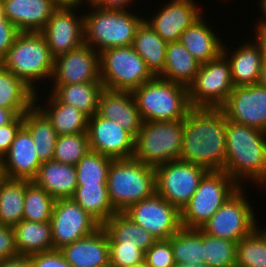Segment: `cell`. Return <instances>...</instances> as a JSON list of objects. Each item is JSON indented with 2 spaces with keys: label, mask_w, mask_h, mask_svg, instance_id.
Segmentation results:
<instances>
[{
  "label": "cell",
  "mask_w": 266,
  "mask_h": 267,
  "mask_svg": "<svg viewBox=\"0 0 266 267\" xmlns=\"http://www.w3.org/2000/svg\"><path fill=\"white\" fill-rule=\"evenodd\" d=\"M194 0H170L151 19H144L165 41H179L182 33L202 17Z\"/></svg>",
  "instance_id": "19"
},
{
  "label": "cell",
  "mask_w": 266,
  "mask_h": 267,
  "mask_svg": "<svg viewBox=\"0 0 266 267\" xmlns=\"http://www.w3.org/2000/svg\"><path fill=\"white\" fill-rule=\"evenodd\" d=\"M23 126L32 136L39 160H53L54 148L58 135L47 116L34 105L23 115Z\"/></svg>",
  "instance_id": "32"
},
{
  "label": "cell",
  "mask_w": 266,
  "mask_h": 267,
  "mask_svg": "<svg viewBox=\"0 0 266 267\" xmlns=\"http://www.w3.org/2000/svg\"><path fill=\"white\" fill-rule=\"evenodd\" d=\"M174 267H209L206 263L189 264V263H175Z\"/></svg>",
  "instance_id": "55"
},
{
  "label": "cell",
  "mask_w": 266,
  "mask_h": 267,
  "mask_svg": "<svg viewBox=\"0 0 266 267\" xmlns=\"http://www.w3.org/2000/svg\"><path fill=\"white\" fill-rule=\"evenodd\" d=\"M0 267H33L28 256L18 255L11 259L0 260Z\"/></svg>",
  "instance_id": "50"
},
{
  "label": "cell",
  "mask_w": 266,
  "mask_h": 267,
  "mask_svg": "<svg viewBox=\"0 0 266 267\" xmlns=\"http://www.w3.org/2000/svg\"><path fill=\"white\" fill-rule=\"evenodd\" d=\"M135 0H93L91 3L102 9L125 10L130 9Z\"/></svg>",
  "instance_id": "49"
},
{
  "label": "cell",
  "mask_w": 266,
  "mask_h": 267,
  "mask_svg": "<svg viewBox=\"0 0 266 267\" xmlns=\"http://www.w3.org/2000/svg\"><path fill=\"white\" fill-rule=\"evenodd\" d=\"M124 213L157 240L169 239L182 227L181 212L157 193L132 204Z\"/></svg>",
  "instance_id": "14"
},
{
  "label": "cell",
  "mask_w": 266,
  "mask_h": 267,
  "mask_svg": "<svg viewBox=\"0 0 266 267\" xmlns=\"http://www.w3.org/2000/svg\"><path fill=\"white\" fill-rule=\"evenodd\" d=\"M236 244L233 240L204 233V261L209 267H236Z\"/></svg>",
  "instance_id": "41"
},
{
  "label": "cell",
  "mask_w": 266,
  "mask_h": 267,
  "mask_svg": "<svg viewBox=\"0 0 266 267\" xmlns=\"http://www.w3.org/2000/svg\"><path fill=\"white\" fill-rule=\"evenodd\" d=\"M28 257L33 267H73L65 260L60 250L34 253Z\"/></svg>",
  "instance_id": "45"
},
{
  "label": "cell",
  "mask_w": 266,
  "mask_h": 267,
  "mask_svg": "<svg viewBox=\"0 0 266 267\" xmlns=\"http://www.w3.org/2000/svg\"><path fill=\"white\" fill-rule=\"evenodd\" d=\"M112 158L90 150L76 167L77 185H107V177Z\"/></svg>",
  "instance_id": "39"
},
{
  "label": "cell",
  "mask_w": 266,
  "mask_h": 267,
  "mask_svg": "<svg viewBox=\"0 0 266 267\" xmlns=\"http://www.w3.org/2000/svg\"><path fill=\"white\" fill-rule=\"evenodd\" d=\"M0 21H8L4 15L3 5H0Z\"/></svg>",
  "instance_id": "56"
},
{
  "label": "cell",
  "mask_w": 266,
  "mask_h": 267,
  "mask_svg": "<svg viewBox=\"0 0 266 267\" xmlns=\"http://www.w3.org/2000/svg\"><path fill=\"white\" fill-rule=\"evenodd\" d=\"M221 109L228 120L266 132V87L235 86Z\"/></svg>",
  "instance_id": "16"
},
{
  "label": "cell",
  "mask_w": 266,
  "mask_h": 267,
  "mask_svg": "<svg viewBox=\"0 0 266 267\" xmlns=\"http://www.w3.org/2000/svg\"><path fill=\"white\" fill-rule=\"evenodd\" d=\"M84 13V43L98 53L112 47L132 45L136 29L145 19L129 9H102L89 3ZM140 17V18H139Z\"/></svg>",
  "instance_id": "5"
},
{
  "label": "cell",
  "mask_w": 266,
  "mask_h": 267,
  "mask_svg": "<svg viewBox=\"0 0 266 267\" xmlns=\"http://www.w3.org/2000/svg\"><path fill=\"white\" fill-rule=\"evenodd\" d=\"M130 267H148L145 262H142L141 264L130 266Z\"/></svg>",
  "instance_id": "57"
},
{
  "label": "cell",
  "mask_w": 266,
  "mask_h": 267,
  "mask_svg": "<svg viewBox=\"0 0 266 267\" xmlns=\"http://www.w3.org/2000/svg\"><path fill=\"white\" fill-rule=\"evenodd\" d=\"M50 89L60 103L73 106L91 117L98 112L99 97L104 86L102 82L51 84Z\"/></svg>",
  "instance_id": "29"
},
{
  "label": "cell",
  "mask_w": 266,
  "mask_h": 267,
  "mask_svg": "<svg viewBox=\"0 0 266 267\" xmlns=\"http://www.w3.org/2000/svg\"><path fill=\"white\" fill-rule=\"evenodd\" d=\"M19 31L9 21H0V60L12 46Z\"/></svg>",
  "instance_id": "48"
},
{
  "label": "cell",
  "mask_w": 266,
  "mask_h": 267,
  "mask_svg": "<svg viewBox=\"0 0 266 267\" xmlns=\"http://www.w3.org/2000/svg\"><path fill=\"white\" fill-rule=\"evenodd\" d=\"M3 8L19 32H40L58 6L53 0H4Z\"/></svg>",
  "instance_id": "23"
},
{
  "label": "cell",
  "mask_w": 266,
  "mask_h": 267,
  "mask_svg": "<svg viewBox=\"0 0 266 267\" xmlns=\"http://www.w3.org/2000/svg\"><path fill=\"white\" fill-rule=\"evenodd\" d=\"M72 199L101 226L116 213L109 199L107 185H77Z\"/></svg>",
  "instance_id": "36"
},
{
  "label": "cell",
  "mask_w": 266,
  "mask_h": 267,
  "mask_svg": "<svg viewBox=\"0 0 266 267\" xmlns=\"http://www.w3.org/2000/svg\"><path fill=\"white\" fill-rule=\"evenodd\" d=\"M253 38L255 40L243 42L233 52L223 44L222 54L229 62L234 87L258 84L266 43L258 34Z\"/></svg>",
  "instance_id": "20"
},
{
  "label": "cell",
  "mask_w": 266,
  "mask_h": 267,
  "mask_svg": "<svg viewBox=\"0 0 266 267\" xmlns=\"http://www.w3.org/2000/svg\"><path fill=\"white\" fill-rule=\"evenodd\" d=\"M0 65L37 93L38 80L52 79L54 58L40 32H19Z\"/></svg>",
  "instance_id": "3"
},
{
  "label": "cell",
  "mask_w": 266,
  "mask_h": 267,
  "mask_svg": "<svg viewBox=\"0 0 266 267\" xmlns=\"http://www.w3.org/2000/svg\"><path fill=\"white\" fill-rule=\"evenodd\" d=\"M87 135L92 151L112 159L134 156L135 138L115 121L96 113L88 118Z\"/></svg>",
  "instance_id": "17"
},
{
  "label": "cell",
  "mask_w": 266,
  "mask_h": 267,
  "mask_svg": "<svg viewBox=\"0 0 266 267\" xmlns=\"http://www.w3.org/2000/svg\"><path fill=\"white\" fill-rule=\"evenodd\" d=\"M258 84L266 87V56L263 59Z\"/></svg>",
  "instance_id": "54"
},
{
  "label": "cell",
  "mask_w": 266,
  "mask_h": 267,
  "mask_svg": "<svg viewBox=\"0 0 266 267\" xmlns=\"http://www.w3.org/2000/svg\"><path fill=\"white\" fill-rule=\"evenodd\" d=\"M260 8H261V13H262V19H259V23H256V26L254 27L255 34L260 35L262 32L266 31V0H260Z\"/></svg>",
  "instance_id": "51"
},
{
  "label": "cell",
  "mask_w": 266,
  "mask_h": 267,
  "mask_svg": "<svg viewBox=\"0 0 266 267\" xmlns=\"http://www.w3.org/2000/svg\"><path fill=\"white\" fill-rule=\"evenodd\" d=\"M169 240L175 263H205L204 232L201 229L181 227Z\"/></svg>",
  "instance_id": "37"
},
{
  "label": "cell",
  "mask_w": 266,
  "mask_h": 267,
  "mask_svg": "<svg viewBox=\"0 0 266 267\" xmlns=\"http://www.w3.org/2000/svg\"><path fill=\"white\" fill-rule=\"evenodd\" d=\"M226 119L221 108L192 107L184 119L179 160L202 166L208 171L224 170Z\"/></svg>",
  "instance_id": "1"
},
{
  "label": "cell",
  "mask_w": 266,
  "mask_h": 267,
  "mask_svg": "<svg viewBox=\"0 0 266 267\" xmlns=\"http://www.w3.org/2000/svg\"><path fill=\"white\" fill-rule=\"evenodd\" d=\"M60 251L73 267H104L110 263L108 234L102 226Z\"/></svg>",
  "instance_id": "24"
},
{
  "label": "cell",
  "mask_w": 266,
  "mask_h": 267,
  "mask_svg": "<svg viewBox=\"0 0 266 267\" xmlns=\"http://www.w3.org/2000/svg\"><path fill=\"white\" fill-rule=\"evenodd\" d=\"M38 93L35 95V105L51 121L58 136L68 134L87 133L88 116L73 106L60 103L49 93L45 107L38 103Z\"/></svg>",
  "instance_id": "28"
},
{
  "label": "cell",
  "mask_w": 266,
  "mask_h": 267,
  "mask_svg": "<svg viewBox=\"0 0 266 267\" xmlns=\"http://www.w3.org/2000/svg\"><path fill=\"white\" fill-rule=\"evenodd\" d=\"M233 87L229 62L221 53L217 58L200 64L195 80L188 87L190 106L221 108Z\"/></svg>",
  "instance_id": "11"
},
{
  "label": "cell",
  "mask_w": 266,
  "mask_h": 267,
  "mask_svg": "<svg viewBox=\"0 0 266 267\" xmlns=\"http://www.w3.org/2000/svg\"><path fill=\"white\" fill-rule=\"evenodd\" d=\"M184 119L178 121H146L135 138L134 158L156 168L179 160L182 150Z\"/></svg>",
  "instance_id": "7"
},
{
  "label": "cell",
  "mask_w": 266,
  "mask_h": 267,
  "mask_svg": "<svg viewBox=\"0 0 266 267\" xmlns=\"http://www.w3.org/2000/svg\"><path fill=\"white\" fill-rule=\"evenodd\" d=\"M51 84L101 82L100 53L85 43L54 59Z\"/></svg>",
  "instance_id": "18"
},
{
  "label": "cell",
  "mask_w": 266,
  "mask_h": 267,
  "mask_svg": "<svg viewBox=\"0 0 266 267\" xmlns=\"http://www.w3.org/2000/svg\"><path fill=\"white\" fill-rule=\"evenodd\" d=\"M55 199L34 181L27 180L23 220L46 222L51 220Z\"/></svg>",
  "instance_id": "40"
},
{
  "label": "cell",
  "mask_w": 266,
  "mask_h": 267,
  "mask_svg": "<svg viewBox=\"0 0 266 267\" xmlns=\"http://www.w3.org/2000/svg\"><path fill=\"white\" fill-rule=\"evenodd\" d=\"M4 0H0V5H3Z\"/></svg>",
  "instance_id": "61"
},
{
  "label": "cell",
  "mask_w": 266,
  "mask_h": 267,
  "mask_svg": "<svg viewBox=\"0 0 266 267\" xmlns=\"http://www.w3.org/2000/svg\"><path fill=\"white\" fill-rule=\"evenodd\" d=\"M55 200L72 198L76 187V167L54 160L43 162L33 180Z\"/></svg>",
  "instance_id": "25"
},
{
  "label": "cell",
  "mask_w": 266,
  "mask_h": 267,
  "mask_svg": "<svg viewBox=\"0 0 266 267\" xmlns=\"http://www.w3.org/2000/svg\"><path fill=\"white\" fill-rule=\"evenodd\" d=\"M78 8L58 7L40 31L54 59L84 44V13L78 16Z\"/></svg>",
  "instance_id": "15"
},
{
  "label": "cell",
  "mask_w": 266,
  "mask_h": 267,
  "mask_svg": "<svg viewBox=\"0 0 266 267\" xmlns=\"http://www.w3.org/2000/svg\"><path fill=\"white\" fill-rule=\"evenodd\" d=\"M144 262L148 267H174L175 261L170 240H157L145 252Z\"/></svg>",
  "instance_id": "43"
},
{
  "label": "cell",
  "mask_w": 266,
  "mask_h": 267,
  "mask_svg": "<svg viewBox=\"0 0 266 267\" xmlns=\"http://www.w3.org/2000/svg\"><path fill=\"white\" fill-rule=\"evenodd\" d=\"M244 186L240 187L200 228L204 233L218 238L240 241L251 234L259 225L254 209Z\"/></svg>",
  "instance_id": "10"
},
{
  "label": "cell",
  "mask_w": 266,
  "mask_h": 267,
  "mask_svg": "<svg viewBox=\"0 0 266 267\" xmlns=\"http://www.w3.org/2000/svg\"><path fill=\"white\" fill-rule=\"evenodd\" d=\"M23 126V115H18L11 123L0 127V160L9 151L19 129Z\"/></svg>",
  "instance_id": "46"
},
{
  "label": "cell",
  "mask_w": 266,
  "mask_h": 267,
  "mask_svg": "<svg viewBox=\"0 0 266 267\" xmlns=\"http://www.w3.org/2000/svg\"><path fill=\"white\" fill-rule=\"evenodd\" d=\"M53 249L60 250L86 237L101 225L72 198L55 201L50 220Z\"/></svg>",
  "instance_id": "13"
},
{
  "label": "cell",
  "mask_w": 266,
  "mask_h": 267,
  "mask_svg": "<svg viewBox=\"0 0 266 267\" xmlns=\"http://www.w3.org/2000/svg\"><path fill=\"white\" fill-rule=\"evenodd\" d=\"M4 177L33 181L42 162L29 131L22 126L17 132L9 151L0 160Z\"/></svg>",
  "instance_id": "21"
},
{
  "label": "cell",
  "mask_w": 266,
  "mask_h": 267,
  "mask_svg": "<svg viewBox=\"0 0 266 267\" xmlns=\"http://www.w3.org/2000/svg\"><path fill=\"white\" fill-rule=\"evenodd\" d=\"M166 64L160 78L189 87L195 80L200 63L180 41L168 42Z\"/></svg>",
  "instance_id": "31"
},
{
  "label": "cell",
  "mask_w": 266,
  "mask_h": 267,
  "mask_svg": "<svg viewBox=\"0 0 266 267\" xmlns=\"http://www.w3.org/2000/svg\"><path fill=\"white\" fill-rule=\"evenodd\" d=\"M27 180L3 177L0 181V224L14 227L23 220Z\"/></svg>",
  "instance_id": "35"
},
{
  "label": "cell",
  "mask_w": 266,
  "mask_h": 267,
  "mask_svg": "<svg viewBox=\"0 0 266 267\" xmlns=\"http://www.w3.org/2000/svg\"><path fill=\"white\" fill-rule=\"evenodd\" d=\"M236 267H266V231L257 227L236 244Z\"/></svg>",
  "instance_id": "38"
},
{
  "label": "cell",
  "mask_w": 266,
  "mask_h": 267,
  "mask_svg": "<svg viewBox=\"0 0 266 267\" xmlns=\"http://www.w3.org/2000/svg\"><path fill=\"white\" fill-rule=\"evenodd\" d=\"M110 202L116 212L156 193L155 168L132 158L113 159L107 177Z\"/></svg>",
  "instance_id": "4"
},
{
  "label": "cell",
  "mask_w": 266,
  "mask_h": 267,
  "mask_svg": "<svg viewBox=\"0 0 266 267\" xmlns=\"http://www.w3.org/2000/svg\"><path fill=\"white\" fill-rule=\"evenodd\" d=\"M240 186L224 171H208L181 211L184 228L200 229Z\"/></svg>",
  "instance_id": "8"
},
{
  "label": "cell",
  "mask_w": 266,
  "mask_h": 267,
  "mask_svg": "<svg viewBox=\"0 0 266 267\" xmlns=\"http://www.w3.org/2000/svg\"><path fill=\"white\" fill-rule=\"evenodd\" d=\"M104 267H118V266H115V265L109 263V264L105 265Z\"/></svg>",
  "instance_id": "60"
},
{
  "label": "cell",
  "mask_w": 266,
  "mask_h": 267,
  "mask_svg": "<svg viewBox=\"0 0 266 267\" xmlns=\"http://www.w3.org/2000/svg\"><path fill=\"white\" fill-rule=\"evenodd\" d=\"M153 78L132 45L100 52V80L106 89L132 92Z\"/></svg>",
  "instance_id": "9"
},
{
  "label": "cell",
  "mask_w": 266,
  "mask_h": 267,
  "mask_svg": "<svg viewBox=\"0 0 266 267\" xmlns=\"http://www.w3.org/2000/svg\"><path fill=\"white\" fill-rule=\"evenodd\" d=\"M203 18L204 16L188 27L179 39L200 64L217 58L222 53L224 44L220 36L215 33L216 31H212L211 25H208L209 23Z\"/></svg>",
  "instance_id": "27"
},
{
  "label": "cell",
  "mask_w": 266,
  "mask_h": 267,
  "mask_svg": "<svg viewBox=\"0 0 266 267\" xmlns=\"http://www.w3.org/2000/svg\"><path fill=\"white\" fill-rule=\"evenodd\" d=\"M13 229L18 255L29 256L34 253L53 250L50 221L21 220Z\"/></svg>",
  "instance_id": "34"
},
{
  "label": "cell",
  "mask_w": 266,
  "mask_h": 267,
  "mask_svg": "<svg viewBox=\"0 0 266 267\" xmlns=\"http://www.w3.org/2000/svg\"><path fill=\"white\" fill-rule=\"evenodd\" d=\"M36 92L0 65V108L24 115L35 105Z\"/></svg>",
  "instance_id": "33"
},
{
  "label": "cell",
  "mask_w": 266,
  "mask_h": 267,
  "mask_svg": "<svg viewBox=\"0 0 266 267\" xmlns=\"http://www.w3.org/2000/svg\"><path fill=\"white\" fill-rule=\"evenodd\" d=\"M89 151L87 133L60 135L56 140L53 160L75 166Z\"/></svg>",
  "instance_id": "42"
},
{
  "label": "cell",
  "mask_w": 266,
  "mask_h": 267,
  "mask_svg": "<svg viewBox=\"0 0 266 267\" xmlns=\"http://www.w3.org/2000/svg\"><path fill=\"white\" fill-rule=\"evenodd\" d=\"M102 227L108 234L109 245L137 247L145 253L157 241L149 231L137 225L124 212H116Z\"/></svg>",
  "instance_id": "26"
},
{
  "label": "cell",
  "mask_w": 266,
  "mask_h": 267,
  "mask_svg": "<svg viewBox=\"0 0 266 267\" xmlns=\"http://www.w3.org/2000/svg\"><path fill=\"white\" fill-rule=\"evenodd\" d=\"M224 171L240 187L252 181L266 190V132L226 119Z\"/></svg>",
  "instance_id": "2"
},
{
  "label": "cell",
  "mask_w": 266,
  "mask_h": 267,
  "mask_svg": "<svg viewBox=\"0 0 266 267\" xmlns=\"http://www.w3.org/2000/svg\"><path fill=\"white\" fill-rule=\"evenodd\" d=\"M18 256L13 227L0 224V260Z\"/></svg>",
  "instance_id": "47"
},
{
  "label": "cell",
  "mask_w": 266,
  "mask_h": 267,
  "mask_svg": "<svg viewBox=\"0 0 266 267\" xmlns=\"http://www.w3.org/2000/svg\"><path fill=\"white\" fill-rule=\"evenodd\" d=\"M97 114L117 124L129 132L134 138L137 137L142 126L132 92L111 90L104 88L101 91Z\"/></svg>",
  "instance_id": "22"
},
{
  "label": "cell",
  "mask_w": 266,
  "mask_h": 267,
  "mask_svg": "<svg viewBox=\"0 0 266 267\" xmlns=\"http://www.w3.org/2000/svg\"><path fill=\"white\" fill-rule=\"evenodd\" d=\"M260 36L264 39L265 43H266V31L262 32L260 34Z\"/></svg>",
  "instance_id": "59"
},
{
  "label": "cell",
  "mask_w": 266,
  "mask_h": 267,
  "mask_svg": "<svg viewBox=\"0 0 266 267\" xmlns=\"http://www.w3.org/2000/svg\"><path fill=\"white\" fill-rule=\"evenodd\" d=\"M17 116L13 110L0 108V127L11 123Z\"/></svg>",
  "instance_id": "52"
},
{
  "label": "cell",
  "mask_w": 266,
  "mask_h": 267,
  "mask_svg": "<svg viewBox=\"0 0 266 267\" xmlns=\"http://www.w3.org/2000/svg\"><path fill=\"white\" fill-rule=\"evenodd\" d=\"M132 94L143 122L183 120L192 108L188 87L160 77L142 84Z\"/></svg>",
  "instance_id": "6"
},
{
  "label": "cell",
  "mask_w": 266,
  "mask_h": 267,
  "mask_svg": "<svg viewBox=\"0 0 266 267\" xmlns=\"http://www.w3.org/2000/svg\"><path fill=\"white\" fill-rule=\"evenodd\" d=\"M58 7H82L89 4V0H53Z\"/></svg>",
  "instance_id": "53"
},
{
  "label": "cell",
  "mask_w": 266,
  "mask_h": 267,
  "mask_svg": "<svg viewBox=\"0 0 266 267\" xmlns=\"http://www.w3.org/2000/svg\"><path fill=\"white\" fill-rule=\"evenodd\" d=\"M155 172L156 193L181 212L208 170L199 165L174 160L156 167Z\"/></svg>",
  "instance_id": "12"
},
{
  "label": "cell",
  "mask_w": 266,
  "mask_h": 267,
  "mask_svg": "<svg viewBox=\"0 0 266 267\" xmlns=\"http://www.w3.org/2000/svg\"><path fill=\"white\" fill-rule=\"evenodd\" d=\"M167 45L168 42L163 40L145 20L137 27L132 43L133 49L143 58L154 77H159L164 71Z\"/></svg>",
  "instance_id": "30"
},
{
  "label": "cell",
  "mask_w": 266,
  "mask_h": 267,
  "mask_svg": "<svg viewBox=\"0 0 266 267\" xmlns=\"http://www.w3.org/2000/svg\"><path fill=\"white\" fill-rule=\"evenodd\" d=\"M145 253L137 247L109 245L110 264L130 267L144 262Z\"/></svg>",
  "instance_id": "44"
},
{
  "label": "cell",
  "mask_w": 266,
  "mask_h": 267,
  "mask_svg": "<svg viewBox=\"0 0 266 267\" xmlns=\"http://www.w3.org/2000/svg\"><path fill=\"white\" fill-rule=\"evenodd\" d=\"M3 177H4V172H3L1 164H0V181L3 179Z\"/></svg>",
  "instance_id": "58"
}]
</instances>
